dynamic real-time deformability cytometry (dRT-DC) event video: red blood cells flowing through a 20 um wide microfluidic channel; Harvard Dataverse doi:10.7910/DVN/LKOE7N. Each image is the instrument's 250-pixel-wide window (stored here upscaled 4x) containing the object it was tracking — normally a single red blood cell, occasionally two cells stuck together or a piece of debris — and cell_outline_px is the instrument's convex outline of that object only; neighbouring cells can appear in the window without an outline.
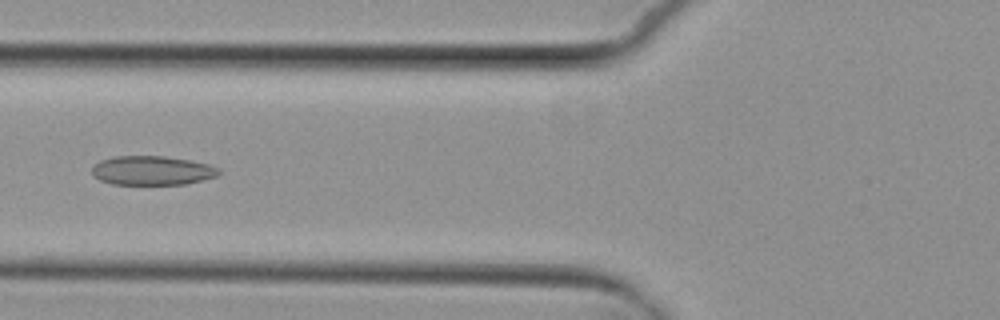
{"species": "common noctule bat (a hibernating species)", "species_latin": "Nyctalus noctula", "temperature_condition": "cold", "stored_images_in_passage": 8, "segment_of_instrument_passage": [2, 2], "camera_frame_rate_fps": 3000, "um_per_image_px": 0.085, "animal": {"sex": "female", "body_mass_g": 29.2, "forearm_length_mm": 56.3}, "frame": {"image": 1, "passage_image": 5, "time_ms": 5.667, "image_size_px": [1000, 320], "cell_outline_px": [[220, 172], [216, 176], [184, 184], [112, 184], [100, 180], [92, 176], [92, 168], [100, 160], [116, 156], [164, 156], [188, 160], [208, 164], [220, 168]], "centroid_in_image_um": [12.9, 14.49], "position_along_channel_um": 112.9, "area_um2": 21.39}}
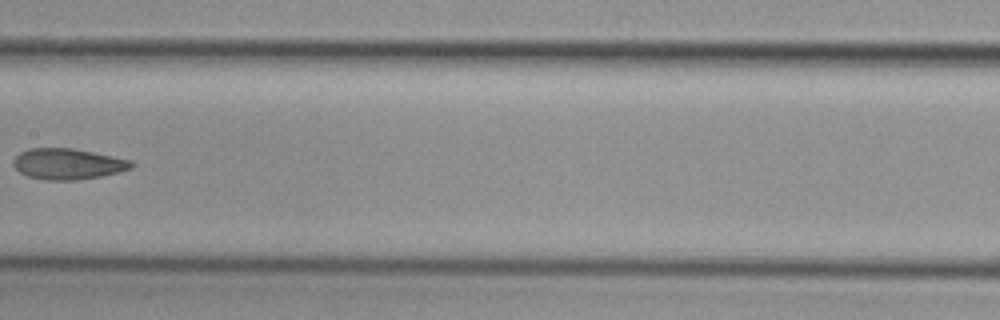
{"frame": {"image": 2, "passage_image": 7, "time_ms": 8.0, "image_size_px": [1000, 320], "cell_outline_px": [[136, 164], [132, 168], [120, 172], [100, 176], [76, 180], [44, 180], [28, 176], [20, 172], [12, 164], [12, 160], [20, 152], [28, 148], [72, 148], [132, 160]], "centroid_in_image_um": [5.77, 13.93], "position_along_channel_um": 201.6, "area_um2": 21.33}}
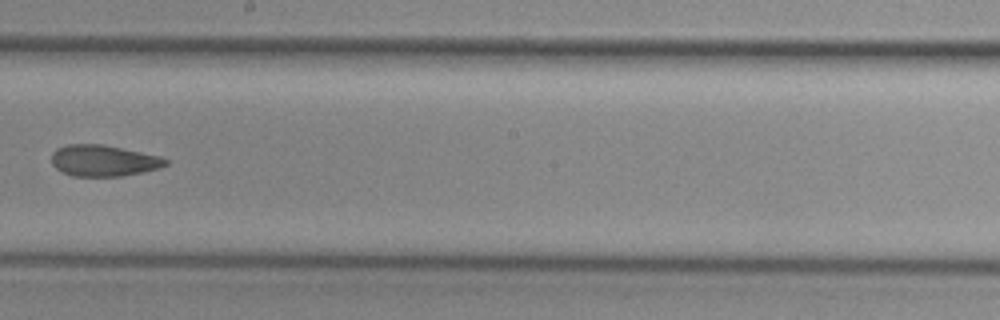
{"frame": {"image": 3, "passage_image": 8, "time_ms": 9.0, "image_size_px": [1000, 320], "cell_outline_px": [[168, 164], [160, 168], [144, 172], [124, 176], [72, 176], [56, 168], [52, 164], [52, 152], [56, 148], [68, 144], [104, 144], [160, 156], [168, 160]], "centroid_in_image_um": [8.81, 13.65], "position_along_channel_um": 239.4, "area_um2": 20.92}}